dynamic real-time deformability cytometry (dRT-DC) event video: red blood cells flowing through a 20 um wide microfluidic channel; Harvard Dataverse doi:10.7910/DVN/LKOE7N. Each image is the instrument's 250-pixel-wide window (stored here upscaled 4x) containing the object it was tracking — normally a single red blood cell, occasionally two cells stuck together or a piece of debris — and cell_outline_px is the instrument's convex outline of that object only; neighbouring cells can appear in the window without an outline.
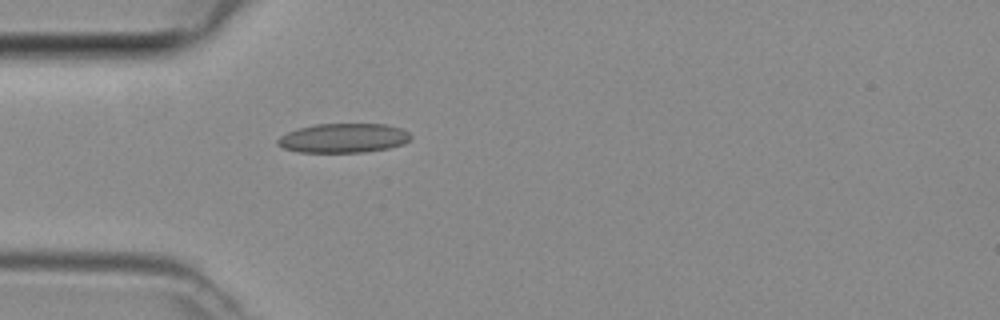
{"species": "common noctule bat (a hibernating species)", "species_latin": "Nyctalus noctula", "temperature_condition": "room temperature", "stored_images_in_passage": 5, "camera_frame_rate_fps": 3000, "um_per_image_px": 0.085, "animal": {"sex": "female", "body_mass_g": 29.2, "forearm_length_mm": 56.3}, "frame": {"image": 1, "passage_image": 5, "time_ms": 1.333, "image_size_px": [1000, 320], "cell_outline_px": [[412, 140], [404, 144], [388, 148], [364, 152], [300, 152], [284, 148], [276, 144], [276, 140], [280, 136], [288, 132], [300, 128], [316, 124], [384, 124], [400, 128], [408, 132], [412, 136]], "centroid_in_image_um": [29.22, 11.74], "position_along_channel_um": 55.8, "area_um2": 22.72}}